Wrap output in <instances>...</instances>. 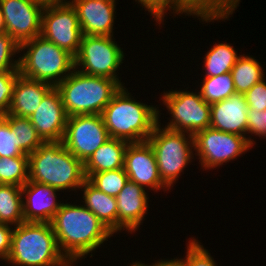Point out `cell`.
<instances>
[{"instance_id":"4dcf8cb0","label":"cell","mask_w":266,"mask_h":266,"mask_svg":"<svg viewBox=\"0 0 266 266\" xmlns=\"http://www.w3.org/2000/svg\"><path fill=\"white\" fill-rule=\"evenodd\" d=\"M137 1V0H136ZM144 6L153 18L159 23H162L164 14L167 10H173V13L188 14V0H138ZM175 11V12H174Z\"/></svg>"},{"instance_id":"e575fe53","label":"cell","mask_w":266,"mask_h":266,"mask_svg":"<svg viewBox=\"0 0 266 266\" xmlns=\"http://www.w3.org/2000/svg\"><path fill=\"white\" fill-rule=\"evenodd\" d=\"M186 261L187 266H217L208 250L204 249L196 239L187 244Z\"/></svg>"},{"instance_id":"44dd1931","label":"cell","mask_w":266,"mask_h":266,"mask_svg":"<svg viewBox=\"0 0 266 266\" xmlns=\"http://www.w3.org/2000/svg\"><path fill=\"white\" fill-rule=\"evenodd\" d=\"M84 191L83 202L113 234L118 231L116 197L109 196L95 187L88 179L80 187Z\"/></svg>"},{"instance_id":"d4e9b609","label":"cell","mask_w":266,"mask_h":266,"mask_svg":"<svg viewBox=\"0 0 266 266\" xmlns=\"http://www.w3.org/2000/svg\"><path fill=\"white\" fill-rule=\"evenodd\" d=\"M240 0H188V15L201 17L202 21L227 19Z\"/></svg>"},{"instance_id":"7402d4cb","label":"cell","mask_w":266,"mask_h":266,"mask_svg":"<svg viewBox=\"0 0 266 266\" xmlns=\"http://www.w3.org/2000/svg\"><path fill=\"white\" fill-rule=\"evenodd\" d=\"M129 142L110 138L84 163L86 178L92 173L116 170L124 167L125 151Z\"/></svg>"},{"instance_id":"ac0fdd59","label":"cell","mask_w":266,"mask_h":266,"mask_svg":"<svg viewBox=\"0 0 266 266\" xmlns=\"http://www.w3.org/2000/svg\"><path fill=\"white\" fill-rule=\"evenodd\" d=\"M243 94L210 104V127L219 131L246 137L248 114Z\"/></svg>"},{"instance_id":"4316f807","label":"cell","mask_w":266,"mask_h":266,"mask_svg":"<svg viewBox=\"0 0 266 266\" xmlns=\"http://www.w3.org/2000/svg\"><path fill=\"white\" fill-rule=\"evenodd\" d=\"M233 46L230 44H215L204 57L205 77H212L231 72L239 58Z\"/></svg>"},{"instance_id":"8fae6325","label":"cell","mask_w":266,"mask_h":266,"mask_svg":"<svg viewBox=\"0 0 266 266\" xmlns=\"http://www.w3.org/2000/svg\"><path fill=\"white\" fill-rule=\"evenodd\" d=\"M109 139L102 115H73L67 118L62 143L77 159L85 163Z\"/></svg>"},{"instance_id":"836d02e7","label":"cell","mask_w":266,"mask_h":266,"mask_svg":"<svg viewBox=\"0 0 266 266\" xmlns=\"http://www.w3.org/2000/svg\"><path fill=\"white\" fill-rule=\"evenodd\" d=\"M19 76V71L0 73V115L6 114L9 111L14 86Z\"/></svg>"},{"instance_id":"f1b7e54d","label":"cell","mask_w":266,"mask_h":266,"mask_svg":"<svg viewBox=\"0 0 266 266\" xmlns=\"http://www.w3.org/2000/svg\"><path fill=\"white\" fill-rule=\"evenodd\" d=\"M29 179V157H1L0 184L22 187Z\"/></svg>"},{"instance_id":"b9f144b4","label":"cell","mask_w":266,"mask_h":266,"mask_svg":"<svg viewBox=\"0 0 266 266\" xmlns=\"http://www.w3.org/2000/svg\"><path fill=\"white\" fill-rule=\"evenodd\" d=\"M131 266H155L154 264H152V265H145L144 263H140V262H138L137 263V261L135 262V263H133Z\"/></svg>"},{"instance_id":"2e32d148","label":"cell","mask_w":266,"mask_h":266,"mask_svg":"<svg viewBox=\"0 0 266 266\" xmlns=\"http://www.w3.org/2000/svg\"><path fill=\"white\" fill-rule=\"evenodd\" d=\"M115 0H72L83 35L113 36Z\"/></svg>"},{"instance_id":"6da1fadb","label":"cell","mask_w":266,"mask_h":266,"mask_svg":"<svg viewBox=\"0 0 266 266\" xmlns=\"http://www.w3.org/2000/svg\"><path fill=\"white\" fill-rule=\"evenodd\" d=\"M61 253L76 262L92 253L113 233L85 206L64 204L50 222ZM63 250V251H62Z\"/></svg>"},{"instance_id":"7c38bea8","label":"cell","mask_w":266,"mask_h":266,"mask_svg":"<svg viewBox=\"0 0 266 266\" xmlns=\"http://www.w3.org/2000/svg\"><path fill=\"white\" fill-rule=\"evenodd\" d=\"M41 36L73 57L77 55L83 33L71 3L44 7Z\"/></svg>"},{"instance_id":"7a4b0ae2","label":"cell","mask_w":266,"mask_h":266,"mask_svg":"<svg viewBox=\"0 0 266 266\" xmlns=\"http://www.w3.org/2000/svg\"><path fill=\"white\" fill-rule=\"evenodd\" d=\"M29 179L56 190L79 189L87 179L84 163L77 159L62 141L44 142L28 155Z\"/></svg>"},{"instance_id":"d590c367","label":"cell","mask_w":266,"mask_h":266,"mask_svg":"<svg viewBox=\"0 0 266 266\" xmlns=\"http://www.w3.org/2000/svg\"><path fill=\"white\" fill-rule=\"evenodd\" d=\"M264 81L262 79L244 94L249 109L260 112L266 109V81Z\"/></svg>"},{"instance_id":"603a6c76","label":"cell","mask_w":266,"mask_h":266,"mask_svg":"<svg viewBox=\"0 0 266 266\" xmlns=\"http://www.w3.org/2000/svg\"><path fill=\"white\" fill-rule=\"evenodd\" d=\"M21 187L0 184V223L17 226L24 222Z\"/></svg>"},{"instance_id":"d6986e66","label":"cell","mask_w":266,"mask_h":266,"mask_svg":"<svg viewBox=\"0 0 266 266\" xmlns=\"http://www.w3.org/2000/svg\"><path fill=\"white\" fill-rule=\"evenodd\" d=\"M145 188L137 183L127 181L116 196L118 209V231L124 229L135 232L148 209V195Z\"/></svg>"},{"instance_id":"4fadbf2b","label":"cell","mask_w":266,"mask_h":266,"mask_svg":"<svg viewBox=\"0 0 266 266\" xmlns=\"http://www.w3.org/2000/svg\"><path fill=\"white\" fill-rule=\"evenodd\" d=\"M5 32L20 45L41 35L44 7L34 0H0Z\"/></svg>"},{"instance_id":"f546056e","label":"cell","mask_w":266,"mask_h":266,"mask_svg":"<svg viewBox=\"0 0 266 266\" xmlns=\"http://www.w3.org/2000/svg\"><path fill=\"white\" fill-rule=\"evenodd\" d=\"M87 179L99 190L113 197L119 194L129 180L124 168L92 173Z\"/></svg>"},{"instance_id":"1f68e13d","label":"cell","mask_w":266,"mask_h":266,"mask_svg":"<svg viewBox=\"0 0 266 266\" xmlns=\"http://www.w3.org/2000/svg\"><path fill=\"white\" fill-rule=\"evenodd\" d=\"M19 44L6 32L0 34V73L19 71V60H12L18 54Z\"/></svg>"},{"instance_id":"30bf717a","label":"cell","mask_w":266,"mask_h":266,"mask_svg":"<svg viewBox=\"0 0 266 266\" xmlns=\"http://www.w3.org/2000/svg\"><path fill=\"white\" fill-rule=\"evenodd\" d=\"M162 101L171 113V120L165 128L195 135L210 127V104L206 103L200 92H164Z\"/></svg>"},{"instance_id":"5b68a950","label":"cell","mask_w":266,"mask_h":266,"mask_svg":"<svg viewBox=\"0 0 266 266\" xmlns=\"http://www.w3.org/2000/svg\"><path fill=\"white\" fill-rule=\"evenodd\" d=\"M121 87L116 80L87 75L76 68L56 86L68 117L101 115Z\"/></svg>"},{"instance_id":"ab89813d","label":"cell","mask_w":266,"mask_h":266,"mask_svg":"<svg viewBox=\"0 0 266 266\" xmlns=\"http://www.w3.org/2000/svg\"><path fill=\"white\" fill-rule=\"evenodd\" d=\"M34 1L37 2V3L42 4L43 6L61 5V4L70 3V1H67V0H34Z\"/></svg>"},{"instance_id":"277c9868","label":"cell","mask_w":266,"mask_h":266,"mask_svg":"<svg viewBox=\"0 0 266 266\" xmlns=\"http://www.w3.org/2000/svg\"><path fill=\"white\" fill-rule=\"evenodd\" d=\"M6 261L20 266H64L69 262L59 250L49 222H23L14 227Z\"/></svg>"},{"instance_id":"9a60e30c","label":"cell","mask_w":266,"mask_h":266,"mask_svg":"<svg viewBox=\"0 0 266 266\" xmlns=\"http://www.w3.org/2000/svg\"><path fill=\"white\" fill-rule=\"evenodd\" d=\"M68 115L59 90L53 87L29 119L45 142L62 141Z\"/></svg>"},{"instance_id":"f35d334b","label":"cell","mask_w":266,"mask_h":266,"mask_svg":"<svg viewBox=\"0 0 266 266\" xmlns=\"http://www.w3.org/2000/svg\"><path fill=\"white\" fill-rule=\"evenodd\" d=\"M155 266H187L186 261L184 259H172V260H160L154 263Z\"/></svg>"},{"instance_id":"3957f363","label":"cell","mask_w":266,"mask_h":266,"mask_svg":"<svg viewBox=\"0 0 266 266\" xmlns=\"http://www.w3.org/2000/svg\"><path fill=\"white\" fill-rule=\"evenodd\" d=\"M126 88L121 87L104 108L102 118L110 138L129 143L148 140L159 122V111L131 98Z\"/></svg>"},{"instance_id":"9c48e42d","label":"cell","mask_w":266,"mask_h":266,"mask_svg":"<svg viewBox=\"0 0 266 266\" xmlns=\"http://www.w3.org/2000/svg\"><path fill=\"white\" fill-rule=\"evenodd\" d=\"M193 138L195 155L199 156L201 166L207 170L236 159L254 144L250 136L248 138L211 127L197 132Z\"/></svg>"},{"instance_id":"7bdbcfd3","label":"cell","mask_w":266,"mask_h":266,"mask_svg":"<svg viewBox=\"0 0 266 266\" xmlns=\"http://www.w3.org/2000/svg\"><path fill=\"white\" fill-rule=\"evenodd\" d=\"M73 263H74V261H69V262H68L67 264H65L64 266H71V265L73 266V265H74Z\"/></svg>"},{"instance_id":"83f0119b","label":"cell","mask_w":266,"mask_h":266,"mask_svg":"<svg viewBox=\"0 0 266 266\" xmlns=\"http://www.w3.org/2000/svg\"><path fill=\"white\" fill-rule=\"evenodd\" d=\"M201 86L200 95L208 104L223 101L236 94L231 72L205 77L203 78V84Z\"/></svg>"},{"instance_id":"d6a6232c","label":"cell","mask_w":266,"mask_h":266,"mask_svg":"<svg viewBox=\"0 0 266 266\" xmlns=\"http://www.w3.org/2000/svg\"><path fill=\"white\" fill-rule=\"evenodd\" d=\"M28 157L17 147V139L11 130L9 122L0 115V158Z\"/></svg>"},{"instance_id":"ffe728a7","label":"cell","mask_w":266,"mask_h":266,"mask_svg":"<svg viewBox=\"0 0 266 266\" xmlns=\"http://www.w3.org/2000/svg\"><path fill=\"white\" fill-rule=\"evenodd\" d=\"M53 87L50 83L20 75L15 83L11 105L6 114L29 118Z\"/></svg>"},{"instance_id":"5bb4252c","label":"cell","mask_w":266,"mask_h":266,"mask_svg":"<svg viewBox=\"0 0 266 266\" xmlns=\"http://www.w3.org/2000/svg\"><path fill=\"white\" fill-rule=\"evenodd\" d=\"M123 168L131 182L151 190H169L160 179L154 151L147 141L128 144Z\"/></svg>"},{"instance_id":"8d00e7d4","label":"cell","mask_w":266,"mask_h":266,"mask_svg":"<svg viewBox=\"0 0 266 266\" xmlns=\"http://www.w3.org/2000/svg\"><path fill=\"white\" fill-rule=\"evenodd\" d=\"M248 124L247 132L255 135L266 137V109L262 112L247 109Z\"/></svg>"},{"instance_id":"60d3db41","label":"cell","mask_w":266,"mask_h":266,"mask_svg":"<svg viewBox=\"0 0 266 266\" xmlns=\"http://www.w3.org/2000/svg\"><path fill=\"white\" fill-rule=\"evenodd\" d=\"M5 32V25H4V20H3V15H2V10L0 6V34Z\"/></svg>"},{"instance_id":"8992f818","label":"cell","mask_w":266,"mask_h":266,"mask_svg":"<svg viewBox=\"0 0 266 266\" xmlns=\"http://www.w3.org/2000/svg\"><path fill=\"white\" fill-rule=\"evenodd\" d=\"M25 49L27 52L18 59L23 77L56 87L74 69V57L41 35L19 45V51Z\"/></svg>"},{"instance_id":"ba28073f","label":"cell","mask_w":266,"mask_h":266,"mask_svg":"<svg viewBox=\"0 0 266 266\" xmlns=\"http://www.w3.org/2000/svg\"><path fill=\"white\" fill-rule=\"evenodd\" d=\"M112 37L83 35L74 68L80 66L79 71L84 74L113 79L123 87L116 71L123 63L124 53Z\"/></svg>"},{"instance_id":"52a82bcc","label":"cell","mask_w":266,"mask_h":266,"mask_svg":"<svg viewBox=\"0 0 266 266\" xmlns=\"http://www.w3.org/2000/svg\"><path fill=\"white\" fill-rule=\"evenodd\" d=\"M158 122L147 142L151 145L162 182L170 189L193 159L194 138L185 132L160 127Z\"/></svg>"},{"instance_id":"e0dca14e","label":"cell","mask_w":266,"mask_h":266,"mask_svg":"<svg viewBox=\"0 0 266 266\" xmlns=\"http://www.w3.org/2000/svg\"><path fill=\"white\" fill-rule=\"evenodd\" d=\"M24 222H51L62 203H58L56 190L49 185L27 181L21 187Z\"/></svg>"},{"instance_id":"74e56055","label":"cell","mask_w":266,"mask_h":266,"mask_svg":"<svg viewBox=\"0 0 266 266\" xmlns=\"http://www.w3.org/2000/svg\"><path fill=\"white\" fill-rule=\"evenodd\" d=\"M9 224L0 223V259L6 261L11 251L12 232Z\"/></svg>"},{"instance_id":"cb8c5ba5","label":"cell","mask_w":266,"mask_h":266,"mask_svg":"<svg viewBox=\"0 0 266 266\" xmlns=\"http://www.w3.org/2000/svg\"><path fill=\"white\" fill-rule=\"evenodd\" d=\"M236 94H245L264 79L260 63L253 57L240 55L231 70Z\"/></svg>"},{"instance_id":"484cf974","label":"cell","mask_w":266,"mask_h":266,"mask_svg":"<svg viewBox=\"0 0 266 266\" xmlns=\"http://www.w3.org/2000/svg\"><path fill=\"white\" fill-rule=\"evenodd\" d=\"M2 116L9 122L10 128L14 131L17 139V147L25 155L31 154L45 142L29 118L12 114H3Z\"/></svg>"}]
</instances>
